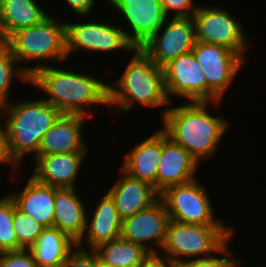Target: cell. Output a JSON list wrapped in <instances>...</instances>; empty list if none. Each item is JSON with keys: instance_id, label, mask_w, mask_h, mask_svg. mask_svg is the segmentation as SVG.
Wrapping results in <instances>:
<instances>
[{"instance_id": "obj_1", "label": "cell", "mask_w": 266, "mask_h": 267, "mask_svg": "<svg viewBox=\"0 0 266 267\" xmlns=\"http://www.w3.org/2000/svg\"><path fill=\"white\" fill-rule=\"evenodd\" d=\"M52 65L38 69L30 76V84L41 89L43 99L62 114H80L91 117L94 105L106 106L109 110L108 83L95 73H82ZM76 71V72H75ZM45 92V93H44Z\"/></svg>"}, {"instance_id": "obj_2", "label": "cell", "mask_w": 266, "mask_h": 267, "mask_svg": "<svg viewBox=\"0 0 266 267\" xmlns=\"http://www.w3.org/2000/svg\"><path fill=\"white\" fill-rule=\"evenodd\" d=\"M209 103L170 105L161 120V129L175 143L183 146L199 164L216 155L230 126L228 119L220 114L211 115L208 110L212 105Z\"/></svg>"}, {"instance_id": "obj_3", "label": "cell", "mask_w": 266, "mask_h": 267, "mask_svg": "<svg viewBox=\"0 0 266 267\" xmlns=\"http://www.w3.org/2000/svg\"><path fill=\"white\" fill-rule=\"evenodd\" d=\"M132 54L124 66L123 74L120 73V77L108 85L109 109L128 113L136 104L152 109L163 106L159 114L162 119L169 105L173 104L163 69L141 49H135Z\"/></svg>"}, {"instance_id": "obj_4", "label": "cell", "mask_w": 266, "mask_h": 267, "mask_svg": "<svg viewBox=\"0 0 266 267\" xmlns=\"http://www.w3.org/2000/svg\"><path fill=\"white\" fill-rule=\"evenodd\" d=\"M30 99L18 103L12 100L0 107V119L5 120L10 152L20 166L28 155H33L32 158L37 155L42 137L62 115L43 98Z\"/></svg>"}, {"instance_id": "obj_5", "label": "cell", "mask_w": 266, "mask_h": 267, "mask_svg": "<svg viewBox=\"0 0 266 267\" xmlns=\"http://www.w3.org/2000/svg\"><path fill=\"white\" fill-rule=\"evenodd\" d=\"M56 17L49 15L37 25L17 30L3 42L29 76L51 62H67L65 20Z\"/></svg>"}, {"instance_id": "obj_6", "label": "cell", "mask_w": 266, "mask_h": 267, "mask_svg": "<svg viewBox=\"0 0 266 267\" xmlns=\"http://www.w3.org/2000/svg\"><path fill=\"white\" fill-rule=\"evenodd\" d=\"M234 227L228 224H184L170 220L165 242L159 253L174 264L211 256L235 237Z\"/></svg>"}, {"instance_id": "obj_7", "label": "cell", "mask_w": 266, "mask_h": 267, "mask_svg": "<svg viewBox=\"0 0 266 267\" xmlns=\"http://www.w3.org/2000/svg\"><path fill=\"white\" fill-rule=\"evenodd\" d=\"M82 18L83 16L75 23L71 20L65 23L66 50L69 60H71V55L82 51L97 53V55L100 53L115 55V52L120 53V50L128 53L134 52L135 47L128 41L124 29L117 25L119 22L114 25L113 21L110 23L108 19L102 22L101 20L94 21L92 18L84 21Z\"/></svg>"}, {"instance_id": "obj_8", "label": "cell", "mask_w": 266, "mask_h": 267, "mask_svg": "<svg viewBox=\"0 0 266 267\" xmlns=\"http://www.w3.org/2000/svg\"><path fill=\"white\" fill-rule=\"evenodd\" d=\"M198 180L170 186L160 194L170 220L184 224L226 225L222 218H216L208 187Z\"/></svg>"}, {"instance_id": "obj_9", "label": "cell", "mask_w": 266, "mask_h": 267, "mask_svg": "<svg viewBox=\"0 0 266 267\" xmlns=\"http://www.w3.org/2000/svg\"><path fill=\"white\" fill-rule=\"evenodd\" d=\"M192 17L196 41L224 46L246 58L251 36L233 13L221 6L200 5Z\"/></svg>"}, {"instance_id": "obj_10", "label": "cell", "mask_w": 266, "mask_h": 267, "mask_svg": "<svg viewBox=\"0 0 266 267\" xmlns=\"http://www.w3.org/2000/svg\"><path fill=\"white\" fill-rule=\"evenodd\" d=\"M192 52L206 78L207 102L217 106L246 60L224 46L200 41H196Z\"/></svg>"}, {"instance_id": "obj_11", "label": "cell", "mask_w": 266, "mask_h": 267, "mask_svg": "<svg viewBox=\"0 0 266 267\" xmlns=\"http://www.w3.org/2000/svg\"><path fill=\"white\" fill-rule=\"evenodd\" d=\"M107 9L118 17L112 16L122 25L128 41L140 49L162 27L167 19L160 0H106ZM122 17V18H121ZM124 23V24H123ZM128 30V31H127Z\"/></svg>"}, {"instance_id": "obj_12", "label": "cell", "mask_w": 266, "mask_h": 267, "mask_svg": "<svg viewBox=\"0 0 266 267\" xmlns=\"http://www.w3.org/2000/svg\"><path fill=\"white\" fill-rule=\"evenodd\" d=\"M196 43L195 22L192 16L167 17L157 33L140 48L159 67L191 52Z\"/></svg>"}, {"instance_id": "obj_13", "label": "cell", "mask_w": 266, "mask_h": 267, "mask_svg": "<svg viewBox=\"0 0 266 267\" xmlns=\"http://www.w3.org/2000/svg\"><path fill=\"white\" fill-rule=\"evenodd\" d=\"M170 217L161 199L133 216L123 219L121 237L142 245L150 253L162 249Z\"/></svg>"}, {"instance_id": "obj_14", "label": "cell", "mask_w": 266, "mask_h": 267, "mask_svg": "<svg viewBox=\"0 0 266 267\" xmlns=\"http://www.w3.org/2000/svg\"><path fill=\"white\" fill-rule=\"evenodd\" d=\"M168 95L183 102H207V83L193 52L180 55L162 67Z\"/></svg>"}, {"instance_id": "obj_15", "label": "cell", "mask_w": 266, "mask_h": 267, "mask_svg": "<svg viewBox=\"0 0 266 267\" xmlns=\"http://www.w3.org/2000/svg\"><path fill=\"white\" fill-rule=\"evenodd\" d=\"M88 116L80 114H62L42 137L37 155L89 152L85 141L84 127Z\"/></svg>"}, {"instance_id": "obj_16", "label": "cell", "mask_w": 266, "mask_h": 267, "mask_svg": "<svg viewBox=\"0 0 266 267\" xmlns=\"http://www.w3.org/2000/svg\"><path fill=\"white\" fill-rule=\"evenodd\" d=\"M198 168L199 162L163 131V146L157 170L156 190L161 194L170 186L196 179Z\"/></svg>"}, {"instance_id": "obj_17", "label": "cell", "mask_w": 266, "mask_h": 267, "mask_svg": "<svg viewBox=\"0 0 266 267\" xmlns=\"http://www.w3.org/2000/svg\"><path fill=\"white\" fill-rule=\"evenodd\" d=\"M103 193L100 200L94 204L95 208L87 209L90 211L86 216V228L83 237L77 243L78 247L94 250L99 245L121 236L123 219L111 196L104 190Z\"/></svg>"}, {"instance_id": "obj_18", "label": "cell", "mask_w": 266, "mask_h": 267, "mask_svg": "<svg viewBox=\"0 0 266 267\" xmlns=\"http://www.w3.org/2000/svg\"><path fill=\"white\" fill-rule=\"evenodd\" d=\"M89 152L53 154L33 158L31 177L57 188H76L79 173Z\"/></svg>"}, {"instance_id": "obj_19", "label": "cell", "mask_w": 266, "mask_h": 267, "mask_svg": "<svg viewBox=\"0 0 266 267\" xmlns=\"http://www.w3.org/2000/svg\"><path fill=\"white\" fill-rule=\"evenodd\" d=\"M105 191L111 196L122 219L133 216L160 199V193L148 182L131 177L124 170Z\"/></svg>"}, {"instance_id": "obj_20", "label": "cell", "mask_w": 266, "mask_h": 267, "mask_svg": "<svg viewBox=\"0 0 266 267\" xmlns=\"http://www.w3.org/2000/svg\"><path fill=\"white\" fill-rule=\"evenodd\" d=\"M163 130L157 129L152 135L137 144L123 156L120 169L131 177L148 182L156 189L157 170L162 154Z\"/></svg>"}, {"instance_id": "obj_21", "label": "cell", "mask_w": 266, "mask_h": 267, "mask_svg": "<svg viewBox=\"0 0 266 267\" xmlns=\"http://www.w3.org/2000/svg\"><path fill=\"white\" fill-rule=\"evenodd\" d=\"M77 188L55 187V213L53 227L78 243L86 228L87 205ZM84 201V202H83Z\"/></svg>"}, {"instance_id": "obj_22", "label": "cell", "mask_w": 266, "mask_h": 267, "mask_svg": "<svg viewBox=\"0 0 266 267\" xmlns=\"http://www.w3.org/2000/svg\"><path fill=\"white\" fill-rule=\"evenodd\" d=\"M24 184L22 191L9 192L16 207L45 228L53 227L55 187L40 183L31 176Z\"/></svg>"}, {"instance_id": "obj_23", "label": "cell", "mask_w": 266, "mask_h": 267, "mask_svg": "<svg viewBox=\"0 0 266 267\" xmlns=\"http://www.w3.org/2000/svg\"><path fill=\"white\" fill-rule=\"evenodd\" d=\"M39 4L37 0H0L1 43L17 30L37 25L50 15Z\"/></svg>"}, {"instance_id": "obj_24", "label": "cell", "mask_w": 266, "mask_h": 267, "mask_svg": "<svg viewBox=\"0 0 266 267\" xmlns=\"http://www.w3.org/2000/svg\"><path fill=\"white\" fill-rule=\"evenodd\" d=\"M77 246L67 234L57 228H45L30 248L38 267L64 264L69 253Z\"/></svg>"}, {"instance_id": "obj_25", "label": "cell", "mask_w": 266, "mask_h": 267, "mask_svg": "<svg viewBox=\"0 0 266 267\" xmlns=\"http://www.w3.org/2000/svg\"><path fill=\"white\" fill-rule=\"evenodd\" d=\"M98 259L112 267H139L150 254L142 245L121 236L94 249Z\"/></svg>"}, {"instance_id": "obj_26", "label": "cell", "mask_w": 266, "mask_h": 267, "mask_svg": "<svg viewBox=\"0 0 266 267\" xmlns=\"http://www.w3.org/2000/svg\"><path fill=\"white\" fill-rule=\"evenodd\" d=\"M16 79L23 84L30 85V76L20 67L11 51L0 43V107L11 102L10 93H12L11 89Z\"/></svg>"}, {"instance_id": "obj_27", "label": "cell", "mask_w": 266, "mask_h": 267, "mask_svg": "<svg viewBox=\"0 0 266 267\" xmlns=\"http://www.w3.org/2000/svg\"><path fill=\"white\" fill-rule=\"evenodd\" d=\"M14 200L9 193L0 197V252H10L23 249L15 235Z\"/></svg>"}, {"instance_id": "obj_28", "label": "cell", "mask_w": 266, "mask_h": 267, "mask_svg": "<svg viewBox=\"0 0 266 267\" xmlns=\"http://www.w3.org/2000/svg\"><path fill=\"white\" fill-rule=\"evenodd\" d=\"M13 223L17 243L23 249H30L37 241L42 231L45 229L31 216L19 210L14 202Z\"/></svg>"}, {"instance_id": "obj_29", "label": "cell", "mask_w": 266, "mask_h": 267, "mask_svg": "<svg viewBox=\"0 0 266 267\" xmlns=\"http://www.w3.org/2000/svg\"><path fill=\"white\" fill-rule=\"evenodd\" d=\"M231 238L219 251L215 254L198 259L186 260L176 264V267H239L242 259L233 258V251L230 250ZM221 255V256H219ZM223 255V257H222ZM228 255V256H227ZM232 255V257H231Z\"/></svg>"}, {"instance_id": "obj_30", "label": "cell", "mask_w": 266, "mask_h": 267, "mask_svg": "<svg viewBox=\"0 0 266 267\" xmlns=\"http://www.w3.org/2000/svg\"><path fill=\"white\" fill-rule=\"evenodd\" d=\"M0 267H38L30 249L0 252Z\"/></svg>"}, {"instance_id": "obj_31", "label": "cell", "mask_w": 266, "mask_h": 267, "mask_svg": "<svg viewBox=\"0 0 266 267\" xmlns=\"http://www.w3.org/2000/svg\"><path fill=\"white\" fill-rule=\"evenodd\" d=\"M195 0H160L164 13L171 17L193 16L200 7V4L194 3Z\"/></svg>"}, {"instance_id": "obj_32", "label": "cell", "mask_w": 266, "mask_h": 267, "mask_svg": "<svg viewBox=\"0 0 266 267\" xmlns=\"http://www.w3.org/2000/svg\"><path fill=\"white\" fill-rule=\"evenodd\" d=\"M97 254L94 250L76 246L64 262V267H96Z\"/></svg>"}, {"instance_id": "obj_33", "label": "cell", "mask_w": 266, "mask_h": 267, "mask_svg": "<svg viewBox=\"0 0 266 267\" xmlns=\"http://www.w3.org/2000/svg\"><path fill=\"white\" fill-rule=\"evenodd\" d=\"M10 164V171L15 173L17 169L19 170L21 166L13 158L10 147H9V138L6 125L0 119V164Z\"/></svg>"}, {"instance_id": "obj_34", "label": "cell", "mask_w": 266, "mask_h": 267, "mask_svg": "<svg viewBox=\"0 0 266 267\" xmlns=\"http://www.w3.org/2000/svg\"><path fill=\"white\" fill-rule=\"evenodd\" d=\"M62 1H63L62 3L64 2L67 3L65 5L68 6L69 11L71 10V13L74 12V14H76L78 18L83 16L84 20H87L90 16L92 17L94 9H96L94 7L96 4V0H62ZM103 1H105L103 3L104 5L106 3V0Z\"/></svg>"}, {"instance_id": "obj_35", "label": "cell", "mask_w": 266, "mask_h": 267, "mask_svg": "<svg viewBox=\"0 0 266 267\" xmlns=\"http://www.w3.org/2000/svg\"><path fill=\"white\" fill-rule=\"evenodd\" d=\"M139 267H176V264L160 253H150Z\"/></svg>"}, {"instance_id": "obj_36", "label": "cell", "mask_w": 266, "mask_h": 267, "mask_svg": "<svg viewBox=\"0 0 266 267\" xmlns=\"http://www.w3.org/2000/svg\"><path fill=\"white\" fill-rule=\"evenodd\" d=\"M96 267H112V266L103 263L102 261H100V260L98 259V256H97Z\"/></svg>"}, {"instance_id": "obj_37", "label": "cell", "mask_w": 266, "mask_h": 267, "mask_svg": "<svg viewBox=\"0 0 266 267\" xmlns=\"http://www.w3.org/2000/svg\"><path fill=\"white\" fill-rule=\"evenodd\" d=\"M55 267H64V264H62V265H59V266H55Z\"/></svg>"}]
</instances>
